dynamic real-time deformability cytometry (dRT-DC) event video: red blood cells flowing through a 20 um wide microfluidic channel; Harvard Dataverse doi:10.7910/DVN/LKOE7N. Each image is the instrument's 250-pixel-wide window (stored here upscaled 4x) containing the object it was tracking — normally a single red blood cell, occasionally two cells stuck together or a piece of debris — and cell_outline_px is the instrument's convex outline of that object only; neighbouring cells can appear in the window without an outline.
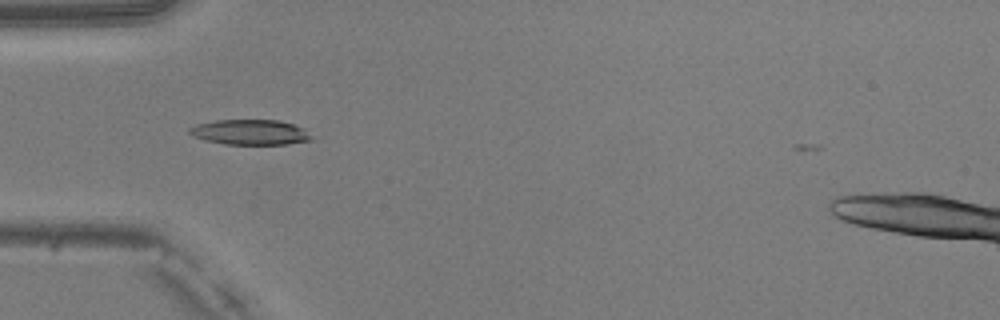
{"species": "common noctule bat (a hibernating species)", "species_latin": "Nyctalus noctula", "temperature_condition": "warm", "stored_images_in_passage": 36, "camera_frame_rate_fps": 3000, "um_per_image_px": 0.085, "animal": {"sex": "male", "body_mass_g": 20.5, "forearm_length_mm": 52.5}, "frame": {"image": 1, "passage_image": 1, "time_ms": 0.0, "image_size_px": [1000, 320], "cell_outline_px": [[312, 140], [288, 144], [224, 144], [204, 140], [192, 136], [188, 132], [188, 128], [196, 124], [216, 120], [276, 120], [292, 124], [304, 128], [312, 136]], "centroid_in_image_um": [21.24, 11.24], "position_along_channel_um": 63.8, "area_um2": 17.98}}
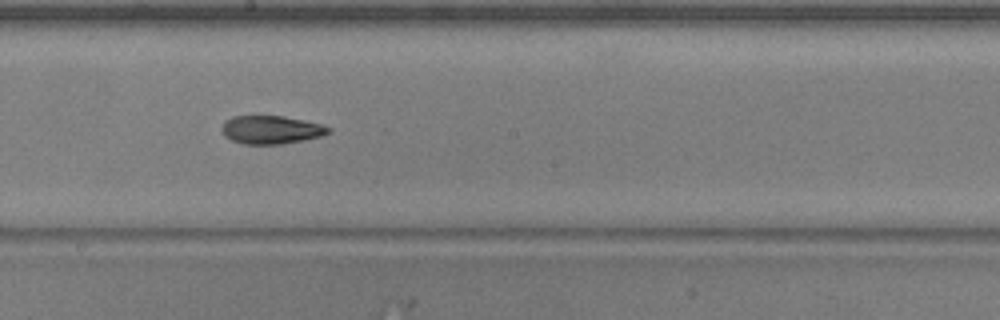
{"frame": {"image": 2, "passage_image": 13, "time_ms": 4.0, "image_size_px": [1000, 320], "cell_outline_px": [[332, 132], [320, 136], [304, 140], [280, 144], [244, 144], [232, 140], [224, 136], [220, 128], [224, 120], [232, 116], [284, 116], [304, 120], [320, 124], [332, 128]], "centroid_in_image_um": [23.02, 11.02], "position_along_channel_um": 225.2, "area_um2": 17.69}}
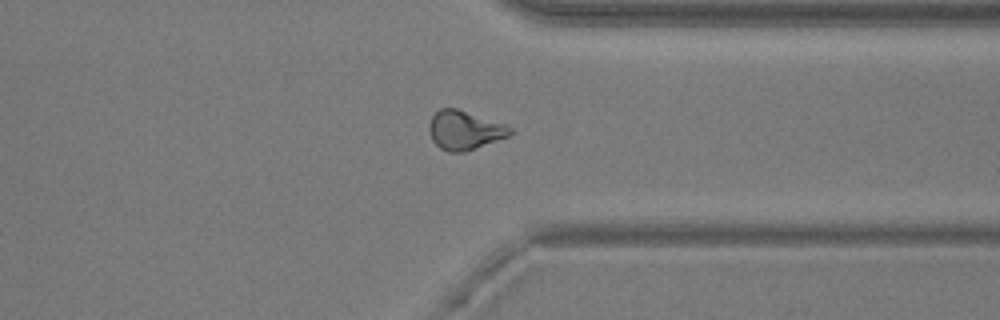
{"frame": {"image": 3, "passage_image": 24, "time_ms": 7.667, "image_size_px": [1000, 320], "cell_outline_px": [[516, 132], [508, 136], [464, 152], [448, 152], [440, 148], [432, 140], [428, 132], [428, 124], [432, 116], [440, 108], [456, 108], [508, 124]], "centroid_in_image_um": [39.5, 11.05], "position_along_channel_um": 371.9, "area_um2": 18.61}}